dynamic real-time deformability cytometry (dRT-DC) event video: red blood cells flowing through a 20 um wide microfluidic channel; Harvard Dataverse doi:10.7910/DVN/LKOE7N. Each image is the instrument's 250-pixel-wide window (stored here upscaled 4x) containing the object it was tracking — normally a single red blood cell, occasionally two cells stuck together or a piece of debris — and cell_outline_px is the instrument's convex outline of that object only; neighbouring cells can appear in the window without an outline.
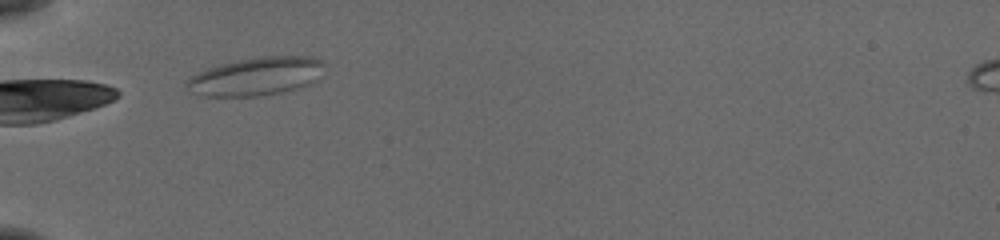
{"species": "common noctule bat (a hibernating species)", "species_latin": "Nyctalus noctula", "temperature_condition": "cold", "stored_images_in_passage": 4, "camera_frame_rate_fps": 3000, "um_per_image_px": 0.085, "animal": {"sex": "female", "body_mass_g": 19.5, "forearm_length_mm": 54.1}, "frame": {"image": 1, "passage_image": 1, "time_ms": 0.0, "image_size_px": [1000, 240], "cell_outline_px": [[324, 64], [316, 80], [312, 84], [300, 88], [280, 92], [256, 96], [200, 96], [184, 88], [184, 84], [192, 76], [208, 68], [240, 60], [260, 56], [308, 56], [320, 60]], "centroid_in_image_um": [21.76, 6.5], "position_along_channel_um": 63.2, "area_um2": 30.4}}